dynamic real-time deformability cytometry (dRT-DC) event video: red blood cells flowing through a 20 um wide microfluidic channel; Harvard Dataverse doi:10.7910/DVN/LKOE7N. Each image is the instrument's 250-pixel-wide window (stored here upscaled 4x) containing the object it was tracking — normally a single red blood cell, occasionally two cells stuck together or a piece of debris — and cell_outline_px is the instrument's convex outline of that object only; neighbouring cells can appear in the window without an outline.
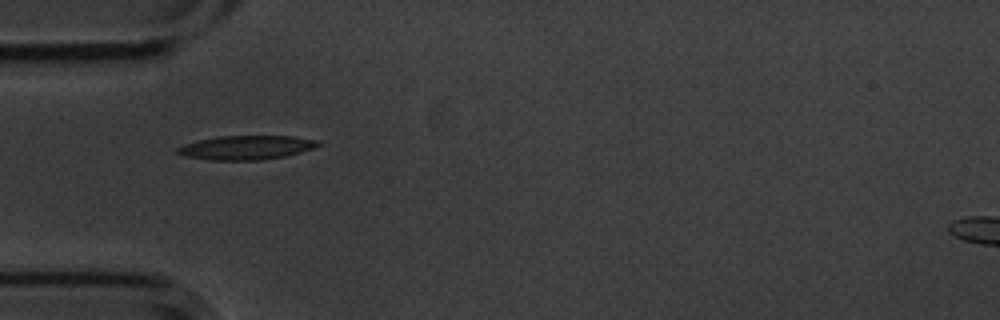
{"species": "common noctule bat (a hibernating species)", "species_latin": "Nyctalus noctula", "temperature_condition": "cold", "stored_images_in_passage": 2, "camera_frame_rate_fps": 3000, "um_per_image_px": 0.085, "animal": {"sex": "male", "body_mass_g": 20.1, "forearm_length_mm": 53.5}, "frame": {"image": 1, "passage_image": 1, "time_ms": 0.0, "image_size_px": [1000, 320], "cell_outline_px": [[324, 144], [316, 148], [284, 156], [260, 160], [212, 160], [184, 156], [176, 152], [176, 148], [184, 144], [200, 140], [220, 136], [292, 136], [320, 140]], "centroid_in_image_um": [21.0, 12.54], "position_along_channel_um": 64.0, "area_um2": 19.77}}
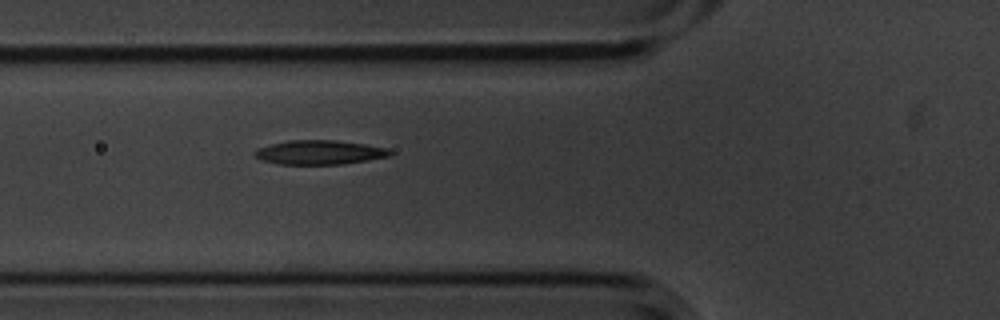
{"frame": {"image": 2, "passage_image": 2, "time_ms": 0.333, "image_size_px": [1000, 320], "cell_outline_px": [[392, 156], [368, 160], [340, 164], [276, 164], [260, 160], [252, 156], [252, 152], [256, 148], [288, 140], [336, 140], [364, 144], [388, 148], [392, 152]], "centroid_in_image_um": [27.11, 12.95], "position_along_channel_um": 98.7, "area_um2": 19.31}}